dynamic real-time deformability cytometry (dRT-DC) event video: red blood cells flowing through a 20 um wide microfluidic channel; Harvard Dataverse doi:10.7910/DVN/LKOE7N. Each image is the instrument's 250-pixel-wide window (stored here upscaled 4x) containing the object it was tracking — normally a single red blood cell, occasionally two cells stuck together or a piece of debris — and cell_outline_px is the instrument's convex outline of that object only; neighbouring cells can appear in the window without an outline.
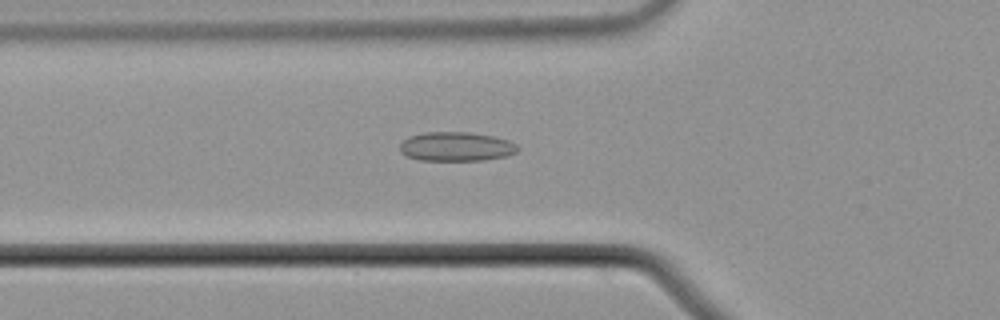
{"species": "common noctule bat (a hibernating species)", "species_latin": "Nyctalus noctula", "temperature_condition": "cold", "stored_images_in_passage": 47, "camera_frame_rate_fps": 3000, "um_per_image_px": 0.085, "animal": {"sex": "male", "body_mass_g": 21.5, "forearm_length_mm": 52.0}, "frame": {"image": 1, "passage_image": 12, "time_ms": 3.667, "image_size_px": [1000, 320], "cell_outline_px": [[520, 148], [516, 152], [508, 156], [484, 160], [420, 160], [408, 156], [400, 152], [400, 144], [408, 136], [424, 132], [472, 132], [492, 136], [508, 140], [516, 144]], "centroid_in_image_um": [38.79, 12.45], "position_along_channel_um": 87.0, "area_um2": 20.11}}
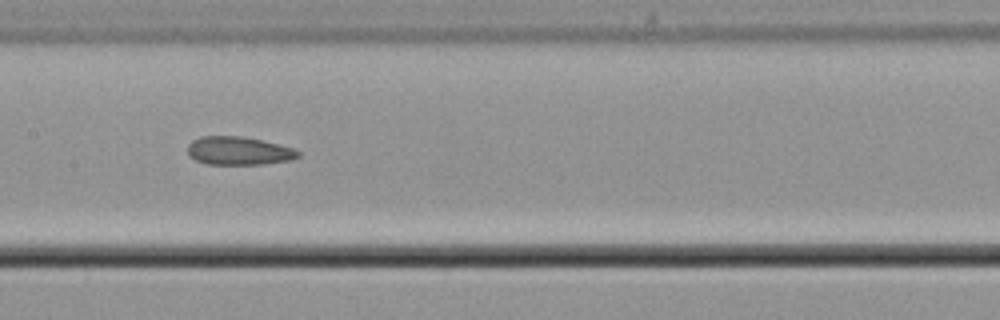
{"frame": {"image": 2, "passage_image": 20, "time_ms": 6.333, "image_size_px": [1000, 320], "cell_outline_px": [[300, 156], [288, 160], [264, 164], [208, 164], [196, 160], [188, 156], [188, 144], [192, 140], [200, 136], [240, 136], [280, 144], [292, 148], [300, 152]], "centroid_in_image_um": [20.26, 12.81], "position_along_channel_um": 187.1, "area_um2": 18.15}}
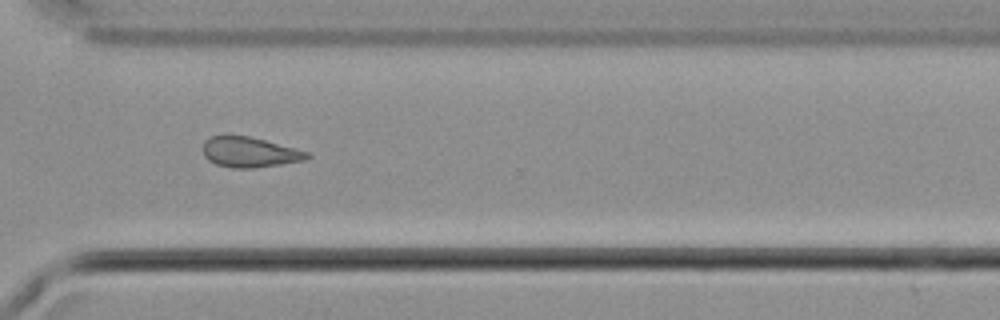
{"frame": {"image": 3, "passage_image": 33, "time_ms": 10.667, "image_size_px": [1000, 320], "cell_outline_px": [[312, 156], [304, 160], [280, 164], [252, 168], [232, 168], [216, 164], [208, 160], [204, 156], [204, 140], [208, 136], [224, 132], [228, 132], [248, 136], [264, 140], [308, 152]], "centroid_in_image_um": [21.12, 12.89], "position_along_channel_um": 349.5, "area_um2": 18.73}, "authors_computed_cell_mechanics": {"area_um2": 18.6116, "velocity_mm_per_s": 3.7386, "shape_relaxation_time_tau1_ms": null, "shape_relaxation_time_tau2_ms": 5.7948, "deformation_change_tau1": null, "deformation_change_tau2": 0.1367}}